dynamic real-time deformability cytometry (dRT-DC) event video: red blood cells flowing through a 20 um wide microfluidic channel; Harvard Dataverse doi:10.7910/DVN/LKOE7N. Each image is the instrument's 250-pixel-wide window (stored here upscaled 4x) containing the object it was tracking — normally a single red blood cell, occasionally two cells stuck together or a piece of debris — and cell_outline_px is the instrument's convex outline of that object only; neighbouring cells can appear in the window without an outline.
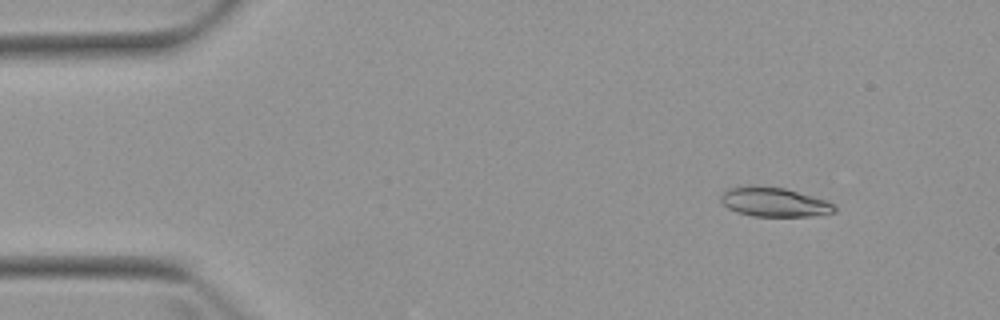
{"species": "Egyptian fruit bat (a non-hibernating species)", "species_latin": "Rousettus aegyptiacus", "temperature_condition": "warm", "stored_images_in_passage": 4, "camera_frame_rate_fps": 3000, "um_per_image_px": 0.085, "animal": {"sex": "female"}, "frame": {"image": 1, "passage_image": 2, "time_ms": 1.333, "image_size_px": [1000, 320], "cell_outline_px": [[836, 212], [812, 216], [752, 216], [736, 212], [728, 208], [720, 200], [720, 196], [728, 188], [748, 184], [756, 184], [784, 188], [828, 200], [836, 204]], "centroid_in_image_um": [65.81, 17.15], "position_along_channel_um": 19.2, "area_um2": 19.83}}
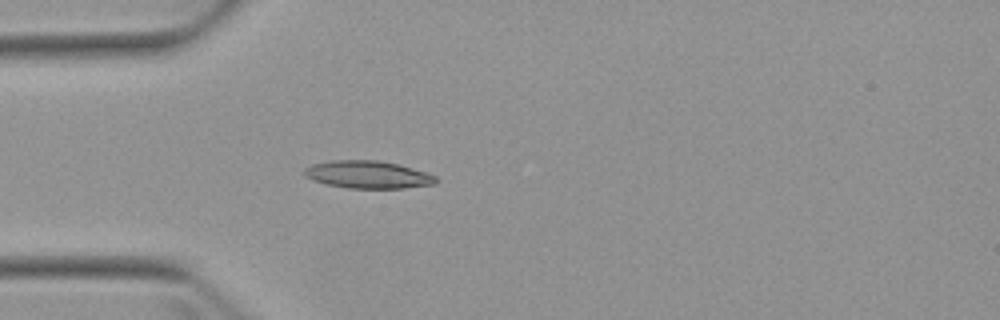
{"frame": {"image": 2, "passage_image": 4, "time_ms": 4.333, "image_size_px": [1000, 320], "cell_outline_px": [[440, 180], [436, 184], [404, 188], [348, 188], [328, 184], [312, 180], [304, 176], [304, 168], [312, 164], [332, 160], [376, 160], [400, 164], [436, 176]], "centroid_in_image_um": [31.28, 14.84], "position_along_channel_um": 53.7, "area_um2": 21.21}}